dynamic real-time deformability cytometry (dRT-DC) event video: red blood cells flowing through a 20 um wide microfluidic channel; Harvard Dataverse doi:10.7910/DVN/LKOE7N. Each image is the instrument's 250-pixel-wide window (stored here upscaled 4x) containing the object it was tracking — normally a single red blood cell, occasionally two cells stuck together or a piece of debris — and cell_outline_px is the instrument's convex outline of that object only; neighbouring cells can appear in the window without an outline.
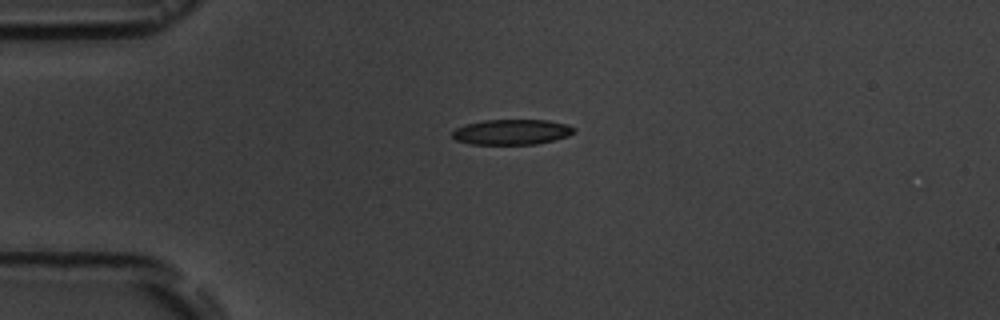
{"species": "common noctule bat (a hibernating species)", "species_latin": "Nyctalus noctula", "temperature_condition": "room temperature", "stored_images_in_passage": 2, "camera_frame_rate_fps": 3000, "um_per_image_px": 0.085, "animal": {"sex": "male", "body_mass_g": 19.5, "forearm_length_mm": 54.6}, "frame": {"image": 1, "passage_image": 1, "time_ms": 0.0, "image_size_px": [1000, 320], "cell_outline_px": [[576, 132], [568, 136], [556, 140], [536, 144], [468, 144], [456, 140], [452, 136], [452, 132], [456, 128], [468, 124], [484, 120], [548, 120], [568, 124], [576, 128]], "centroid_in_image_um": [43.55, 11.22], "position_along_channel_um": 41.4, "area_um2": 18.09}}